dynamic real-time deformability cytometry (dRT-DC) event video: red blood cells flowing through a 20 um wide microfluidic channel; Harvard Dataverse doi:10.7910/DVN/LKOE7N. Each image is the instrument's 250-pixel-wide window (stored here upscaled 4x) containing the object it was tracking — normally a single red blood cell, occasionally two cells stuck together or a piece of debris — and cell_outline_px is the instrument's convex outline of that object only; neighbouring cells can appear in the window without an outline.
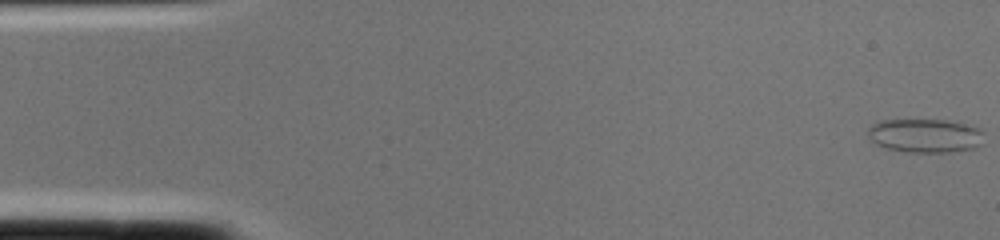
{"species": "common noctule bat (a hibernating species)", "species_latin": "Nyctalus noctula", "temperature_condition": "cold", "stored_images_in_passage": 2, "camera_frame_rate_fps": 3000, "um_per_image_px": 0.085, "animal": {"sex": "female", "body_mass_g": 22.0, "forearm_length_mm": 56.7}, "frame": {"image": 1, "passage_image": 1, "time_ms": 0.0, "image_size_px": [1000, 240], "cell_outline_px": [[984, 132], [980, 144], [976, 148], [948, 152], [904, 152], [888, 148], [876, 144], [868, 136], [868, 128], [872, 124], [880, 120], [948, 120], [980, 128]], "centroid_in_image_um": [78.63, 11.53], "position_along_channel_um": 6.4, "area_um2": 22.89}}
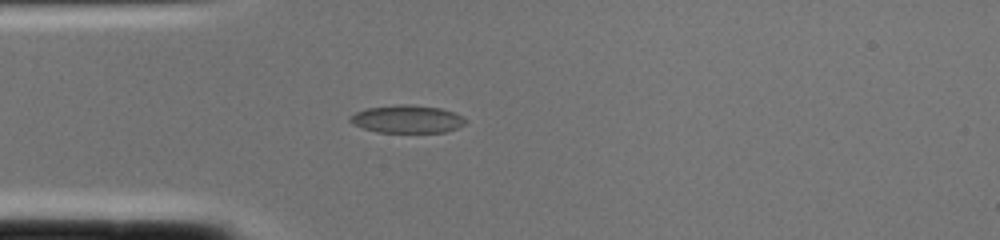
{"frame": {"image": 2, "passage_image": 2, "time_ms": 0.333, "image_size_px": [1000, 240], "cell_outline_px": [[468, 120], [464, 124], [456, 128], [444, 132], [376, 132], [352, 124], [348, 120], [348, 116], [356, 112], [368, 108], [400, 104], [408, 104], [440, 108], [452, 112]], "centroid_in_image_um": [34.56, 10.12], "position_along_channel_um": 50.4, "area_um2": 18.55}}